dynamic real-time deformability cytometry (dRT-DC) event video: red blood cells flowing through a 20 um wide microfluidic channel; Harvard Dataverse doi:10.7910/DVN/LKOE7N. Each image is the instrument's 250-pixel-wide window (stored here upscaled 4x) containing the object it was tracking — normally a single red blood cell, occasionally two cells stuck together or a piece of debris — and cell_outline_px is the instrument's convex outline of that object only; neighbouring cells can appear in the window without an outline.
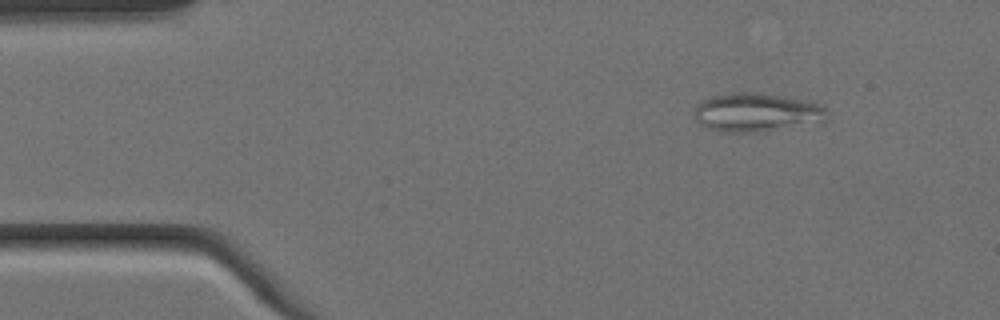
{"species": "Egyptian fruit bat (a non-hibernating species)", "species_latin": "Rousettus aegyptiacus", "temperature_condition": "cold", "stored_images_in_passage": 5, "camera_frame_rate_fps": 3000, "um_per_image_px": 0.085, "animal": {"sex": "female"}, "frame": {"image": 1, "passage_image": 2, "time_ms": 0.333, "image_size_px": [1000, 320], "cell_outline_px": [[828, 120], [752, 132], [728, 132], [708, 128], [700, 124], [696, 120], [696, 104], [700, 100], [712, 96], [732, 92], [756, 92], [784, 96], [808, 100], [824, 108], [828, 112]], "centroid_in_image_um": [64.27, 9.52], "position_along_channel_um": 20.7, "area_um2": 29.48}}